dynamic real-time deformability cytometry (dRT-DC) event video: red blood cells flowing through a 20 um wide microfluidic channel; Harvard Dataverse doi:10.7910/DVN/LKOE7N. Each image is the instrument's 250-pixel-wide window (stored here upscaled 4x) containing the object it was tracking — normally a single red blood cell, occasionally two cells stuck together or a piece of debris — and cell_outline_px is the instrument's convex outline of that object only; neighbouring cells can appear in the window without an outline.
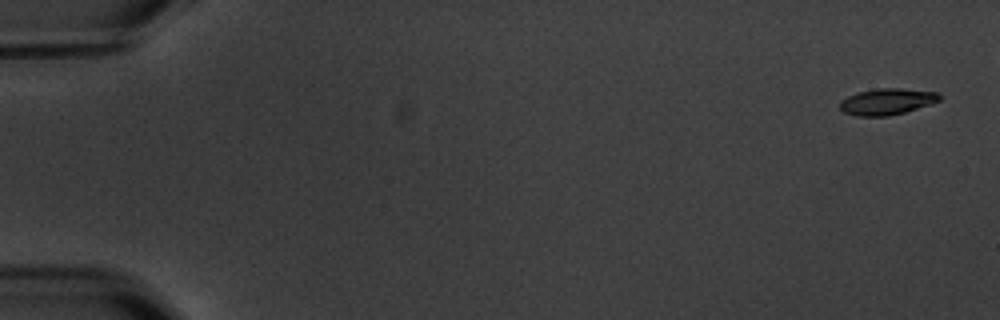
{"species": "common noctule bat (a hibernating species)", "species_latin": "Nyctalus noctula", "temperature_condition": "warm", "stored_images_in_passage": 11, "camera_frame_rate_fps": 3000, "um_per_image_px": 0.085, "animal": {"sex": "male", "body_mass_g": 20.1, "forearm_length_mm": 53.5}, "frame": {"image": 1, "passage_image": 1, "time_ms": 0.0, "image_size_px": [1000, 320], "cell_outline_px": [[940, 100], [904, 112], [888, 116], [856, 116], [844, 112], [840, 108], [840, 100], [856, 92], [880, 88], [900, 88], [940, 92]], "centroid_in_image_um": [75.36, 8.62], "position_along_channel_um": 9.6, "area_um2": 15.2}}